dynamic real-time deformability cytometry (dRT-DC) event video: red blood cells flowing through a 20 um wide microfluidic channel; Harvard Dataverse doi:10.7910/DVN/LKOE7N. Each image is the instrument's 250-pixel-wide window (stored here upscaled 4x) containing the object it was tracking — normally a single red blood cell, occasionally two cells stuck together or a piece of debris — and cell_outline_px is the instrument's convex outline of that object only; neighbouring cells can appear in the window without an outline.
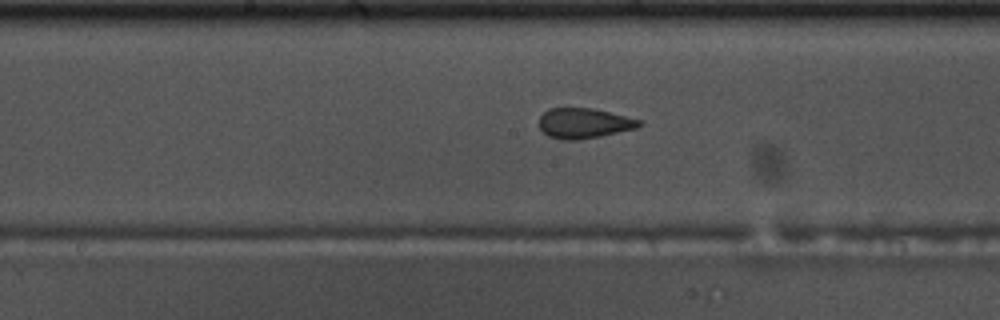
{"species": "common noctule bat (a hibernating species)", "species_latin": "Nyctalus noctula", "temperature_condition": "warm", "stored_images_in_passage": 48, "camera_frame_rate_fps": 3000, "um_per_image_px": 0.085, "animal": {"sex": "male", "body_mass_g": 17.5, "forearm_length_mm": 52.3}, "frame": {"image": 1, "passage_image": 29, "time_ms": 9.333, "image_size_px": [1000, 320], "cell_outline_px": [[644, 124], [636, 128], [600, 136], [576, 140], [560, 140], [548, 136], [540, 128], [540, 116], [548, 108], [592, 108], [644, 120]], "centroid_in_image_um": [49.66, 10.47], "position_along_channel_um": 198.5, "area_um2": 17.69}}
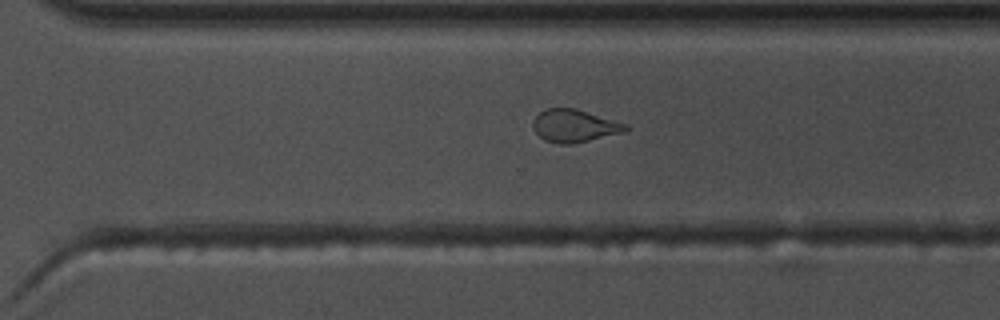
{"frame": {"image": 2, "passage_image": 39, "time_ms": 12.667, "image_size_px": [1000, 320], "cell_outline_px": [[632, 128], [628, 132], [572, 144], [560, 144], [544, 140], [532, 128], [532, 120], [540, 112], [548, 108], [576, 108], [628, 124]], "centroid_in_image_um": [48.88, 10.7], "position_along_channel_um": 321.7, "area_um2": 17.98}}
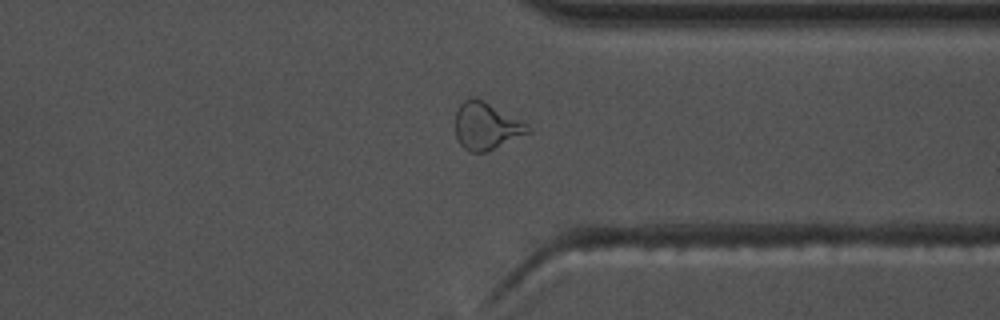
{"frame": {"image": 3, "passage_image": 43, "time_ms": 14.0, "image_size_px": [1000, 320], "cell_outline_px": [[532, 132], [488, 152], [468, 152], [460, 144], [456, 136], [456, 108], [464, 100], [472, 96], [476, 96], [484, 100], [532, 128]], "centroid_in_image_um": [41.31, 10.72], "position_along_channel_um": 370.1, "area_um2": 20.06}}